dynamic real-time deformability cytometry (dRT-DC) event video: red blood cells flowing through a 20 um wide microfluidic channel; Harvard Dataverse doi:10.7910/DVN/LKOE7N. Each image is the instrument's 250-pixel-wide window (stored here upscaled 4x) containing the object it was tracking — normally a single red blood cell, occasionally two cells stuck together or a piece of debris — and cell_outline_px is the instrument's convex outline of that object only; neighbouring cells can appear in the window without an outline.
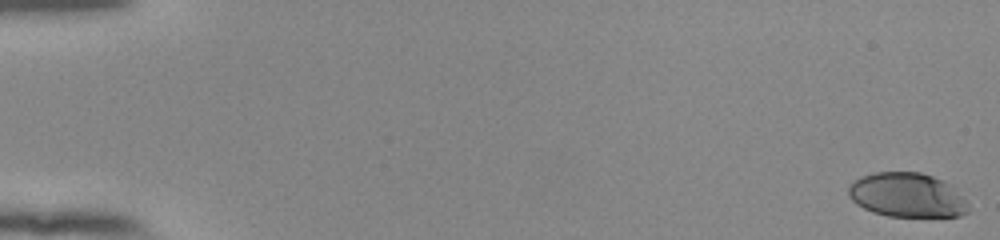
{"species": "human", "species_latin": "Homo sapiens", "temperature_condition": "room temperature", "stored_images_in_passage": 55, "camera_frame_rate_fps": 3000, "um_per_image_px": 0.085, "donor": {"sex": "female"}, "frame": {"image": 1, "passage_image": 1, "time_ms": 0.0, "image_size_px": [1000, 240], "cell_outline_px": [[968, 212], [960, 216], [888, 216], [872, 212], [856, 204], [848, 196], [848, 184], [852, 180], [860, 176], [872, 172], [920, 172], [932, 176], [948, 184], [968, 204]], "centroid_in_image_um": [77.01, 16.58], "position_along_channel_um": 8.0, "area_um2": 30.87}}
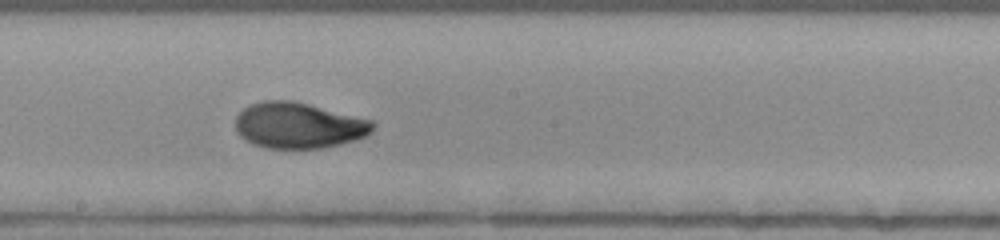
{"frame": {"image": 2, "passage_image": 32, "time_ms": 10.333, "image_size_px": [1000, 240], "cell_outline_px": [[376, 124], [372, 132], [356, 140], [324, 148], [264, 148], [252, 144], [244, 140], [236, 132], [236, 116], [248, 104], [264, 100], [292, 100], [372, 120]], "centroid_in_image_um": [25.36, 10.66], "position_along_channel_um": 222.8, "area_um2": 36.93}}
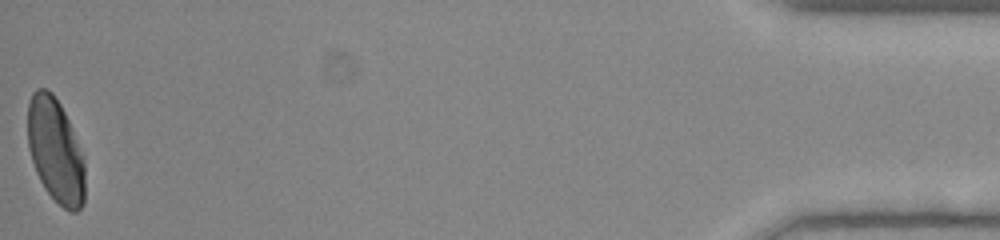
{"frame": {"image": 3, "passage_image": 55, "time_ms": 18.0, "image_size_px": [1000, 240], "cell_outline_px": [[84, 204], [76, 212], [72, 212], [64, 208], [44, 188], [36, 172], [28, 148], [28, 100], [32, 92], [36, 88], [44, 88], [52, 92], [60, 104], [68, 120], [84, 160]], "centroid_in_image_um": [4.7, 12.78], "position_along_channel_um": 430.5, "area_um2": 34.56}, "authors_computed_cell_mechanics": {"area_um2": 35.8938, "velocity_mm_per_s": 3.8651, "shape_relaxation_time_tau1_ms": 7.2686, "shape_relaxation_time_tau2_ms": 1.1473, "deformation_change_tau1": 0.2297, "deformation_change_tau2": 0.0487}}